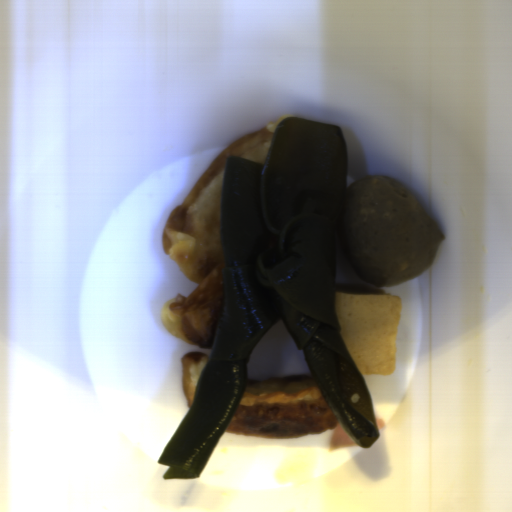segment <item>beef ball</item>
Here are the masks:
<instances>
[{"mask_svg": "<svg viewBox=\"0 0 512 512\" xmlns=\"http://www.w3.org/2000/svg\"><path fill=\"white\" fill-rule=\"evenodd\" d=\"M336 237L359 278L385 287L427 271L444 235L409 187L381 174L350 183Z\"/></svg>", "mask_w": 512, "mask_h": 512, "instance_id": "obj_1", "label": "beef ball"}]
</instances>
